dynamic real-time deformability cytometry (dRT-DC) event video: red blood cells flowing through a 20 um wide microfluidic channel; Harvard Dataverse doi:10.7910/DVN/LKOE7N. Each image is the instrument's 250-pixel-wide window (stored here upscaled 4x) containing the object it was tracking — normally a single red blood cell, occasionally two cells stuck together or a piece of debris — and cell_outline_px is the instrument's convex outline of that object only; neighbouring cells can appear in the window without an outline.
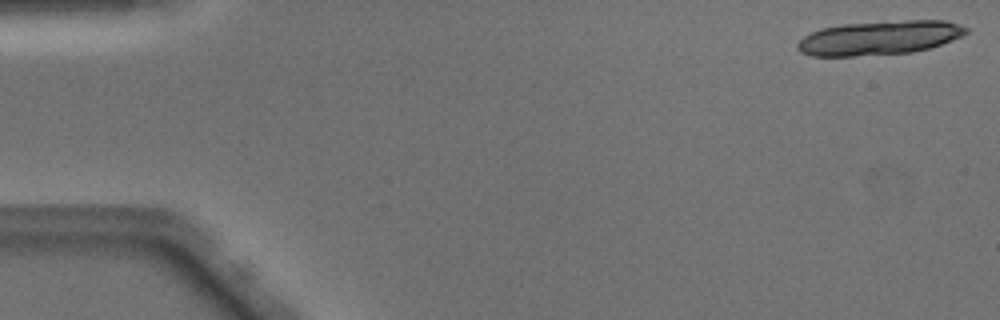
{"species": "Egyptian fruit bat (a non-hibernating species)", "species_latin": "Rousettus aegyptiacus", "temperature_condition": "warm", "stored_images_in_passage": 17, "camera_frame_rate_fps": 3000, "um_per_image_px": 0.085, "animal": {"sex": "male"}, "frame": {"image": 1, "passage_image": 1, "time_ms": 0.0, "image_size_px": [1000, 320], "cell_outline_px": [[968, 32], [952, 40], [928, 48], [912, 52], [852, 56], [812, 56], [800, 52], [796, 48], [796, 44], [804, 36], [820, 28], [844, 24], [904, 20], [944, 20], [960, 24], [968, 28]], "centroid_in_image_um": [74.73, 3.21], "position_along_channel_um": 10.3, "area_um2": 33.41}}